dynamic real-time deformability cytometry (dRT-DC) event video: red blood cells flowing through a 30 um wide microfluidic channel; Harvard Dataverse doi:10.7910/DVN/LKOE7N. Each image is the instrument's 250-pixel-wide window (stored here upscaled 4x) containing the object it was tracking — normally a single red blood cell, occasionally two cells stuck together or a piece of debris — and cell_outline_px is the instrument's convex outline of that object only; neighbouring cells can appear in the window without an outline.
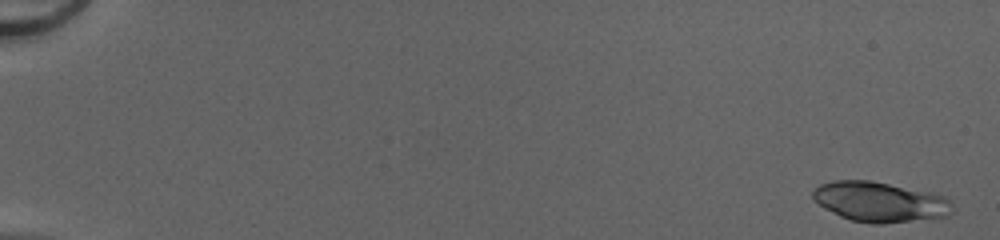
{"species": "common noctule bat (a hibernating species)", "species_latin": "Nyctalus noctula", "temperature_condition": "cold", "stored_images_in_passage": 51, "camera_frame_rate_fps": 3000, "um_per_image_px": 0.085, "animal": {"sex": "female", "body_mass_g": 20.0, "forearm_length_mm": 54.0}, "frame": {"image": 1, "passage_image": 2, "time_ms": 0.333, "image_size_px": [1000, 240], "cell_outline_px": [[952, 212], [948, 216], [884, 224], [872, 224], [852, 220], [840, 216], [824, 208], [812, 200], [812, 192], [820, 184], [836, 180], [868, 180], [928, 192], [944, 196], [952, 200]], "centroid_in_image_um": [74.77, 17.17], "position_along_channel_um": 10.2, "area_um2": 32.48}}
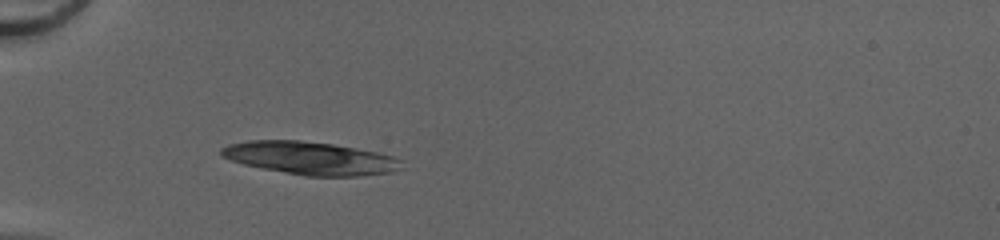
{"frame": {"image": 2, "passage_image": 18, "time_ms": 5.667, "image_size_px": [1000, 240], "cell_outline_px": [[400, 168], [392, 172], [360, 176], [308, 176], [264, 168], [244, 164], [220, 156], [220, 148], [228, 144], [248, 140], [300, 140], [332, 144], [356, 148], [376, 152], [392, 156], [400, 160]], "centroid_in_image_um": [26.34, 13.43], "position_along_channel_um": 58.7, "area_um2": 34.28}}